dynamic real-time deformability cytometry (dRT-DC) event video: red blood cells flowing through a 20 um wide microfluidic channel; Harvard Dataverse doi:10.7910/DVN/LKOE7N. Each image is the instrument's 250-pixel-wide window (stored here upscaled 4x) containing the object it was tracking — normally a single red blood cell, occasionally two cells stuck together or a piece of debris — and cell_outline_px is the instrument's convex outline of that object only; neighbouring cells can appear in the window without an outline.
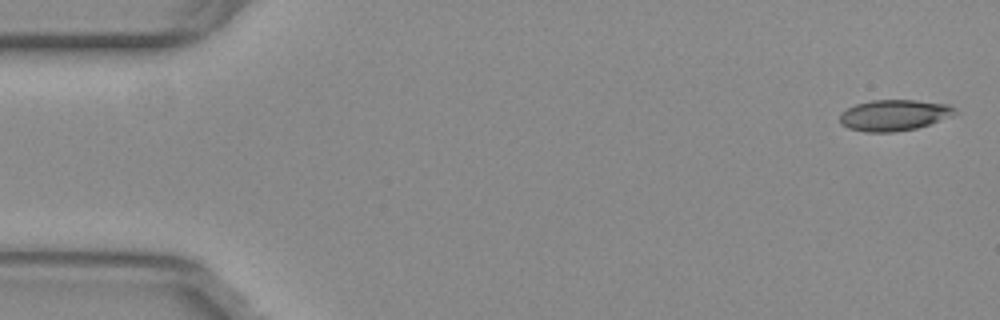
{"species": "common noctule bat (a hibernating species)", "species_latin": "Nyctalus noctula", "temperature_condition": "warm", "stored_images_in_passage": 53, "camera_frame_rate_fps": 3000, "um_per_image_px": 0.085, "animal": {"sex": "female", "body_mass_g": 29.2, "forearm_length_mm": 56.3}, "frame": {"image": 1, "passage_image": 1, "time_ms": 0.0, "image_size_px": [1000, 320], "cell_outline_px": [[960, 112], [952, 116], [916, 128], [892, 132], [864, 132], [848, 128], [840, 124], [840, 116], [848, 108], [856, 104], [872, 100], [916, 100], [948, 104], [956, 108]], "centroid_in_image_um": [76.03, 9.79], "position_along_channel_um": 9.0, "area_um2": 20.81}}
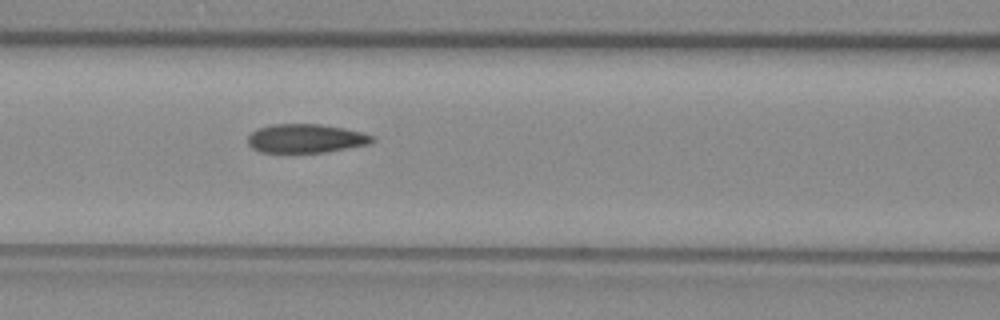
{"frame": {"image": 2, "passage_image": 22, "time_ms": 7.0, "image_size_px": [1000, 320], "cell_outline_px": [[376, 140], [368, 144], [324, 152], [260, 152], [252, 148], [248, 144], [248, 136], [256, 128], [272, 124], [320, 124], [344, 128], [376, 136]], "centroid_in_image_um": [25.98, 11.76], "position_along_channel_um": 140.6, "area_um2": 20.87}}
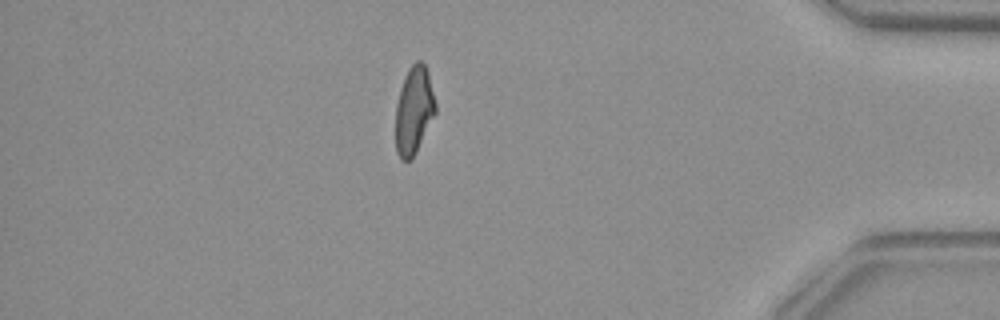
{"frame": {"image": 3, "passage_image": 46, "time_ms": 15.0, "image_size_px": [1000, 320], "cell_outline_px": [[436, 112], [416, 152], [408, 160], [400, 160], [396, 152], [396, 104], [400, 88], [404, 76], [408, 68], [416, 60], [420, 60], [424, 64], [428, 72], [436, 104]], "centroid_in_image_um": [35.17, 9.35], "position_along_channel_um": 400.0, "area_um2": 20.35}, "authors_computed_cell_mechanics": {"area_um2": 21.2126, "velocity_mm_per_s": 3.7972, "shape_relaxation_time_tau1_ms": null, "shape_relaxation_time_tau2_ms": 2.4265, "deformation_change_tau1": null, "deformation_change_tau2": 0.086}}